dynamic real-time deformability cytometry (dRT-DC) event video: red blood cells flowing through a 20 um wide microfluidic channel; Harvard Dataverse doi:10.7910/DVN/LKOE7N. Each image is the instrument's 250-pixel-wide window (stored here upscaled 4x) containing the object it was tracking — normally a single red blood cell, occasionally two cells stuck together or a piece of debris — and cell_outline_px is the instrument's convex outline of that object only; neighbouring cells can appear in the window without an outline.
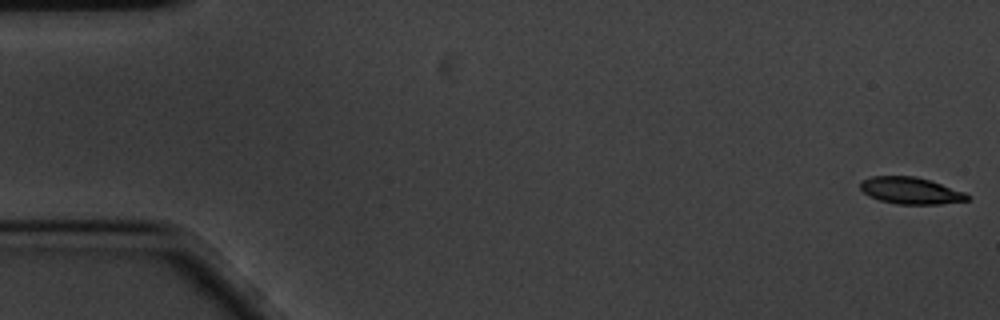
{"species": "common noctule bat (a hibernating species)", "species_latin": "Nyctalus noctula", "temperature_condition": "cold", "stored_images_in_passage": 58, "camera_frame_rate_fps": 3000, "um_per_image_px": 0.085, "animal": {"sex": "male", "body_mass_g": 20.1, "forearm_length_mm": 53.5}, "frame": {"image": 1, "passage_image": 1, "time_ms": 0.0, "image_size_px": [1000, 320], "cell_outline_px": [[972, 196], [968, 200], [940, 204], [896, 204], [880, 200], [868, 196], [860, 188], [860, 180], [872, 176], [916, 176], [964, 192]], "centroid_in_image_um": [77.37, 16.2], "position_along_channel_um": 7.6, "area_um2": 16.65}}
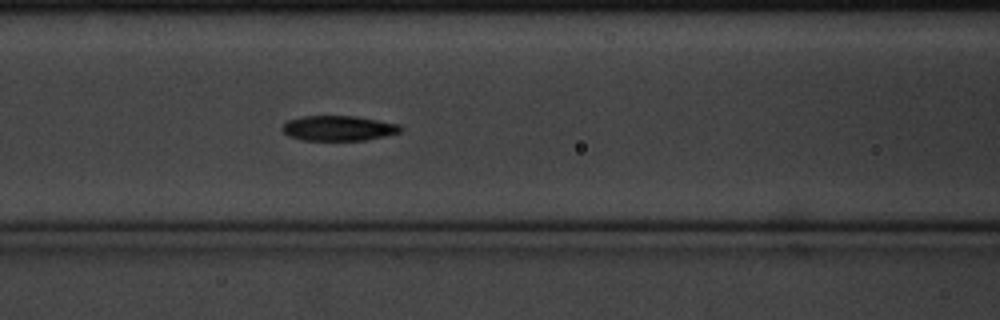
{"frame": {"image": 2, "passage_image": 24, "time_ms": 7.667, "image_size_px": [1000, 320], "cell_outline_px": [[404, 128], [400, 132], [384, 136], [364, 140], [304, 140], [288, 136], [280, 128], [288, 120], [300, 116], [356, 116], [400, 124]], "centroid_in_image_um": [28.77, 10.89], "position_along_channel_um": 137.8, "area_um2": 17.34}}
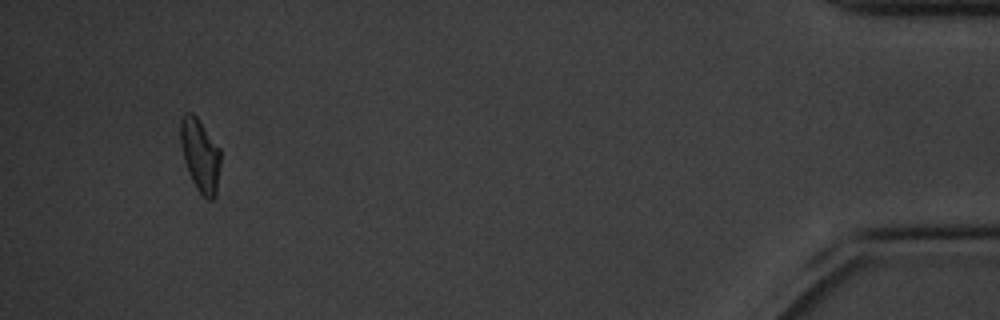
{"frame": {"image": 3, "passage_image": 55, "time_ms": 18.0, "image_size_px": [1000, 320], "cell_outline_px": [[220, 164], [216, 196], [212, 200], [208, 200], [196, 188], [192, 180], [184, 160], [180, 140], [180, 120], [184, 112], [192, 112], [196, 116], [220, 148]], "centroid_in_image_um": [17.01, 13.18], "position_along_channel_um": 418.2, "area_um2": 16.99}, "authors_computed_cell_mechanics": {"area_um2": 17.0799, "velocity_mm_per_s": 3.4273, "shape_relaxation_time_tau1_ms": 3.9615, "shape_relaxation_time_tau2_ms": 3.7656, "deformation_change_tau1": 0.1344, "deformation_change_tau2": 0.097}}